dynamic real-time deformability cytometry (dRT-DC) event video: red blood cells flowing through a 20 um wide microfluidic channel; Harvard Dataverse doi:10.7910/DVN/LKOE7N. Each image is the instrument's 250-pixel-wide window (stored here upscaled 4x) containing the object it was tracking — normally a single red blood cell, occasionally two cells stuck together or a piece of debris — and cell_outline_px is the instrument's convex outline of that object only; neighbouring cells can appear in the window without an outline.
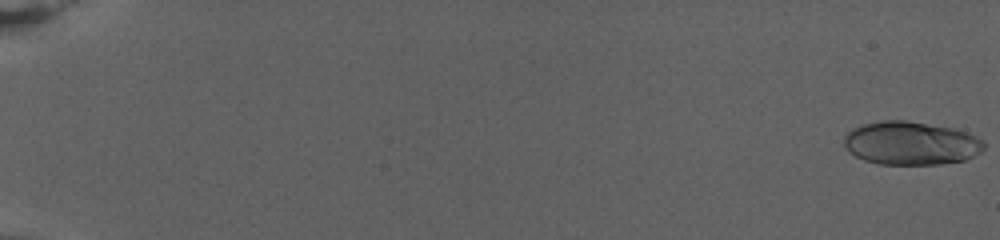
{"species": "human", "species_latin": "Homo sapiens", "temperature_condition": "warm", "stored_images_in_passage": 80, "camera_frame_rate_fps": 3000, "um_per_image_px": 0.085, "donor": {"sex": "female"}, "frame": {"image": 1, "passage_image": 1, "time_ms": 0.0, "image_size_px": [1000, 240], "cell_outline_px": [[984, 148], [980, 152], [964, 160], [940, 164], [880, 164], [864, 160], [848, 152], [844, 144], [844, 136], [852, 128], [864, 124], [880, 120], [904, 120], [952, 128], [968, 132], [984, 140]], "centroid_in_image_um": [77.41, 12.17], "position_along_channel_um": 7.6, "area_um2": 35.37}}
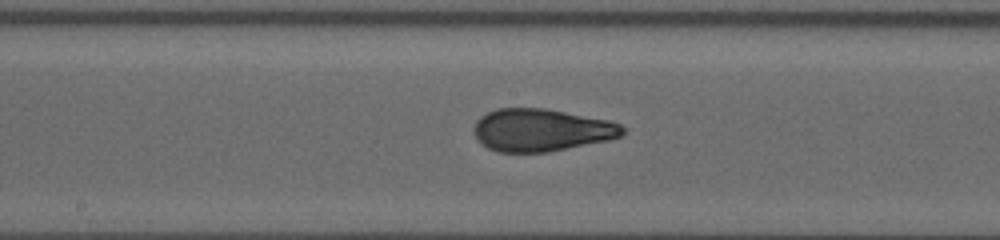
{"frame": {"image": 2, "passage_image": 46, "time_ms": 15.0, "image_size_px": [1000, 240], "cell_outline_px": [[624, 132], [620, 136], [608, 140], [548, 152], [496, 152], [480, 144], [476, 140], [472, 128], [476, 120], [480, 116], [496, 108], [544, 108], [608, 120], [620, 124], [624, 128]], "centroid_in_image_um": [45.94, 11.06], "position_along_channel_um": 202.3, "area_um2": 36.99}}
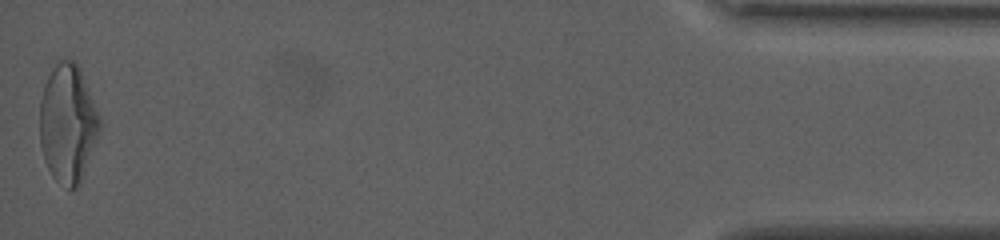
{"frame": {"image": 3, "passage_image": 80, "time_ms": 26.333, "image_size_px": [1000, 240], "cell_outline_px": [[100, 128], [96, 140], [80, 184], [76, 188], [68, 192], [52, 176], [44, 160], [40, 144], [40, 100], [44, 84], [52, 68], [60, 60], [72, 60], [80, 68], [100, 116]], "centroid_in_image_um": [5.75, 10.53], "position_along_channel_um": 429.5, "area_um2": 41.38}, "authors_computed_cell_mechanics": {"area_um2": 36.2984, "velocity_mm_per_s": 2.7036, "shape_relaxation_time_tau1_ms": 10.8722, "shape_relaxation_time_tau2_ms": 1.3939, "deformation_change_tau1": 0.2917, "deformation_change_tau2": 0.0809}}